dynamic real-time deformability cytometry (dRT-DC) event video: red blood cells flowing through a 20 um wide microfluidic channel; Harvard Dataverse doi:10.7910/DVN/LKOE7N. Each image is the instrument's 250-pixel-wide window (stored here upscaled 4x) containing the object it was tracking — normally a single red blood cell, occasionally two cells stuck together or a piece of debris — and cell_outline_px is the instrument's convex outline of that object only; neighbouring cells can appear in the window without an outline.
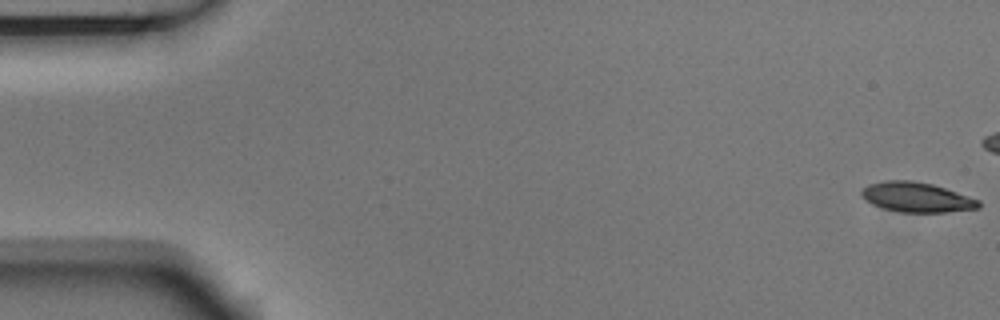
{"species": "Egyptian fruit bat (a non-hibernating species)", "species_latin": "Rousettus aegyptiacus", "temperature_condition": "room temperature", "stored_images_in_passage": 44, "camera_frame_rate_fps": 3000, "um_per_image_px": 0.085, "animal": {"sex": "male"}, "frame": {"image": 1, "passage_image": 1, "time_ms": 0.0, "image_size_px": [1000, 320], "cell_outline_px": [[980, 208], [944, 212], [900, 212], [884, 208], [872, 204], [860, 196], [860, 192], [868, 184], [888, 180], [912, 180], [932, 184], [980, 200]], "centroid_in_image_um": [77.89, 16.76], "position_along_channel_um": 7.1, "area_um2": 20.23}}
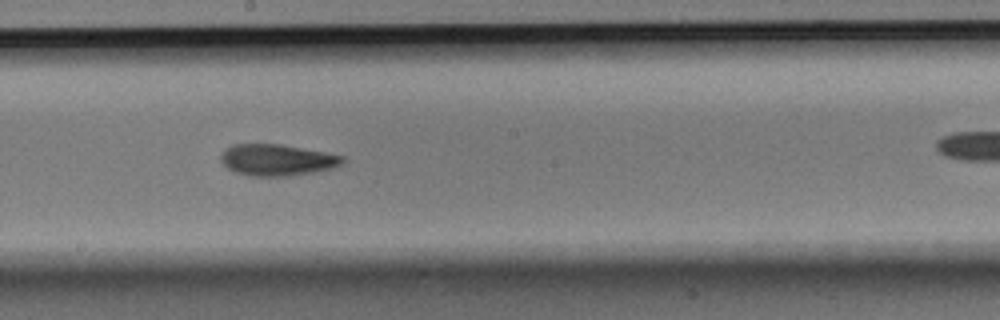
{"frame": {"image": 2, "passage_image": 30, "time_ms": 9.667, "image_size_px": [1000, 320], "cell_outline_px": [[344, 160], [340, 164], [332, 168], [312, 172], [288, 176], [252, 176], [236, 172], [228, 168], [220, 160], [220, 156], [224, 148], [232, 144], [280, 144], [324, 152], [344, 156]], "centroid_in_image_um": [23.5, 13.59], "position_along_channel_um": 224.7, "area_um2": 22.14}}
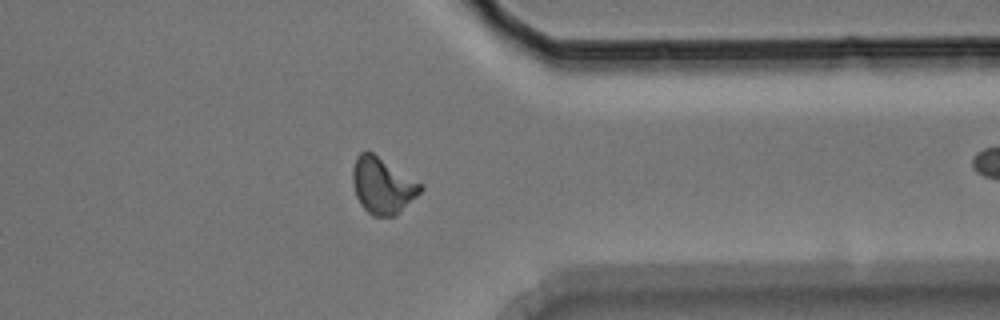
{"frame": {"image": 3, "passage_image": 43, "time_ms": 14.0, "image_size_px": [1000, 320], "cell_outline_px": [[424, 188], [396, 216], [372, 216], [360, 204], [356, 196], [352, 184], [352, 168], [356, 156], [360, 152], [372, 152], [424, 184]], "centroid_in_image_um": [32.51, 15.77], "position_along_channel_um": 378.9, "area_um2": 22.37}}